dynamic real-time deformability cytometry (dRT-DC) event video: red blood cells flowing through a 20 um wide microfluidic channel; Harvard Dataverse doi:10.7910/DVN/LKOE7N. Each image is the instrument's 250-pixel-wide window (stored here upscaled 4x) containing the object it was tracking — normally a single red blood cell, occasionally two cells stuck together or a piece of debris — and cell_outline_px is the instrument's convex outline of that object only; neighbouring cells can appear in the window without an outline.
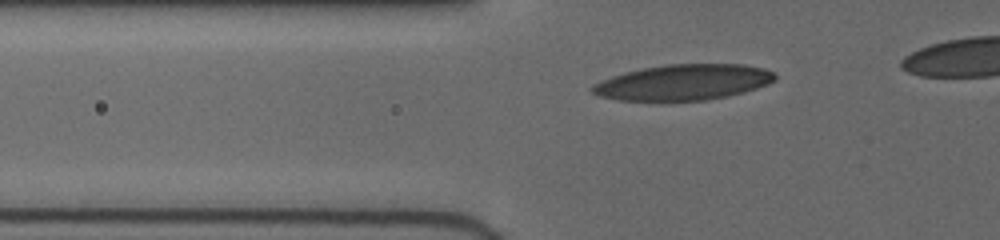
{"species": "human", "species_latin": "Homo sapiens", "temperature_condition": "cold", "stored_images_in_passage": 24, "camera_frame_rate_fps": 3000, "um_per_image_px": 0.085, "donor": {"sex": "female"}, "frame": {"image": 1, "passage_image": 9, "time_ms": 2.333, "image_size_px": [1000, 240], "cell_outline_px": [[776, 80], [768, 84], [756, 88], [724, 96], [704, 100], [616, 100], [600, 96], [592, 92], [588, 88], [592, 84], [600, 80], [624, 72], [644, 68], [668, 64], [744, 64], [764, 68], [772, 72], [776, 76]], "centroid_in_image_um": [58.04, 6.98], "position_along_channel_um": 67.8, "area_um2": 37.74}}
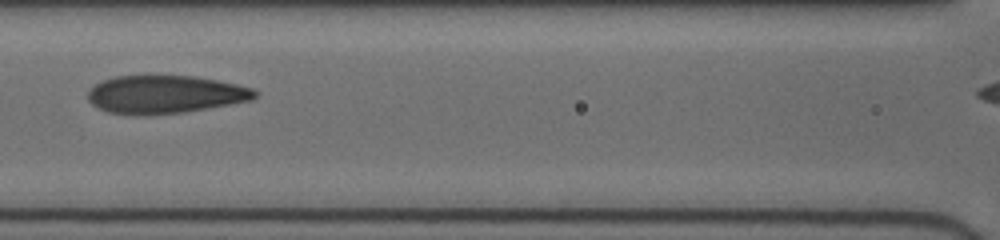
{"frame": {"image": 2, "passage_image": 17, "time_ms": 4.667, "image_size_px": [1000, 240], "cell_outline_px": [[256, 96], [252, 100], [180, 112], [148, 116], [136, 116], [108, 112], [92, 104], [88, 100], [88, 92], [96, 84], [104, 80], [116, 76], [148, 72], [192, 76], [216, 80], [236, 84], [252, 88], [256, 92]], "centroid_in_image_um": [13.96, 7.99], "position_along_channel_um": 152.6, "area_um2": 37.74}}
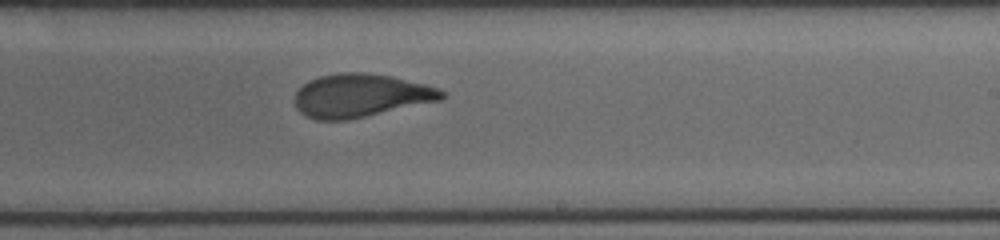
{"frame": {"image": 3, "passage_image": 24, "time_ms": 7.333, "image_size_px": [1000, 240], "cell_outline_px": [[444, 96], [440, 100], [348, 120], [316, 120], [300, 112], [296, 108], [296, 92], [308, 80], [320, 76], [340, 72], [364, 72], [392, 76], [424, 84], [436, 88], [444, 92]], "centroid_in_image_um": [30.62, 8.11], "position_along_channel_um": 258.4, "area_um2": 36.76}}